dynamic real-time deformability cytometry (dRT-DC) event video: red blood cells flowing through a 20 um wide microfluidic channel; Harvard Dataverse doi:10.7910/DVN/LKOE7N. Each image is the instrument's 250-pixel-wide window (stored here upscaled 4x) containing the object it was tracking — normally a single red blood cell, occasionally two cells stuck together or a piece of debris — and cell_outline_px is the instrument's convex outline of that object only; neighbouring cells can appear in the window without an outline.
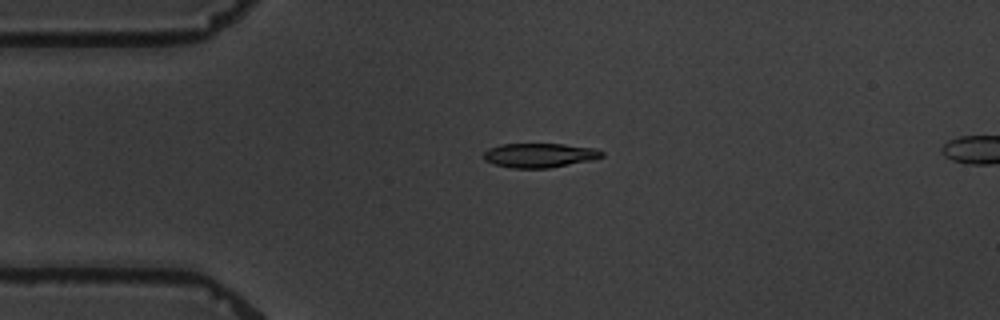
{"species": "common noctule bat (a hibernating species)", "species_latin": "Nyctalus noctula", "temperature_condition": "warm", "stored_images_in_passage": 6, "camera_frame_rate_fps": 3000, "um_per_image_px": 0.085, "animal": {"sex": "male", "body_mass_g": 19.5, "forearm_length_mm": 54.6}, "frame": {"image": 1, "passage_image": 4, "time_ms": 3.333, "image_size_px": [1000, 320], "cell_outline_px": [[604, 156], [592, 160], [548, 168], [512, 168], [496, 164], [484, 160], [484, 152], [488, 148], [500, 144], [564, 144], [596, 148], [604, 152]], "centroid_in_image_um": [45.88, 13.19], "position_along_channel_um": 39.1, "area_um2": 16.76}}
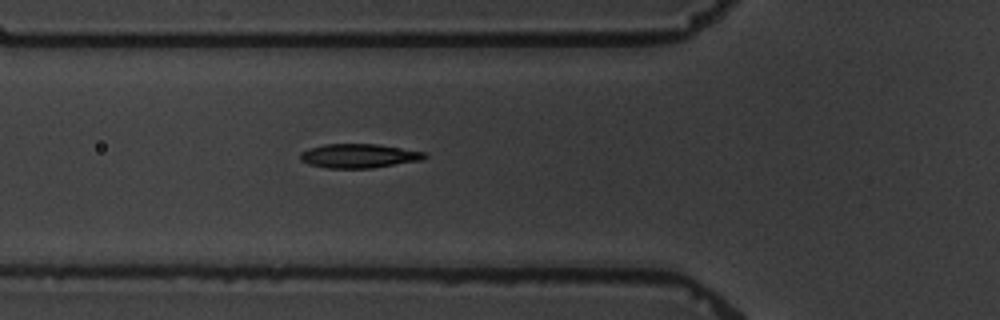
{"frame": {"image": 2, "passage_image": 6, "time_ms": 5.667, "image_size_px": [1000, 320], "cell_outline_px": [[428, 156], [420, 160], [372, 168], [328, 168], [308, 164], [300, 160], [300, 152], [308, 148], [324, 144], [376, 144], [424, 152]], "centroid_in_image_um": [30.44, 13.25], "position_along_channel_um": 95.4, "area_um2": 17.34}}